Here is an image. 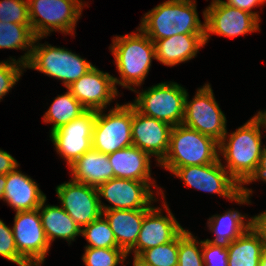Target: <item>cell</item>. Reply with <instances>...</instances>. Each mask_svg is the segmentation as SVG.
<instances>
[{
    "label": "cell",
    "mask_w": 266,
    "mask_h": 266,
    "mask_svg": "<svg viewBox=\"0 0 266 266\" xmlns=\"http://www.w3.org/2000/svg\"><path fill=\"white\" fill-rule=\"evenodd\" d=\"M113 78L94 66L67 89L86 110L100 111L117 96Z\"/></svg>",
    "instance_id": "16"
},
{
    "label": "cell",
    "mask_w": 266,
    "mask_h": 266,
    "mask_svg": "<svg viewBox=\"0 0 266 266\" xmlns=\"http://www.w3.org/2000/svg\"><path fill=\"white\" fill-rule=\"evenodd\" d=\"M223 2L231 7L249 12L259 20L258 14L256 12H252L251 9L256 5L263 4L264 2H266V0H227Z\"/></svg>",
    "instance_id": "37"
},
{
    "label": "cell",
    "mask_w": 266,
    "mask_h": 266,
    "mask_svg": "<svg viewBox=\"0 0 266 266\" xmlns=\"http://www.w3.org/2000/svg\"><path fill=\"white\" fill-rule=\"evenodd\" d=\"M41 46V47H40ZM33 46L18 60L25 67L63 80L66 88L94 67L78 55L49 45Z\"/></svg>",
    "instance_id": "5"
},
{
    "label": "cell",
    "mask_w": 266,
    "mask_h": 266,
    "mask_svg": "<svg viewBox=\"0 0 266 266\" xmlns=\"http://www.w3.org/2000/svg\"><path fill=\"white\" fill-rule=\"evenodd\" d=\"M13 61H9V63L8 61L0 63V100L19 80L22 73L19 66H24V68H26L25 65H21L15 59H13ZM17 64H19V66Z\"/></svg>",
    "instance_id": "35"
},
{
    "label": "cell",
    "mask_w": 266,
    "mask_h": 266,
    "mask_svg": "<svg viewBox=\"0 0 266 266\" xmlns=\"http://www.w3.org/2000/svg\"><path fill=\"white\" fill-rule=\"evenodd\" d=\"M102 216L81 229V234L90 243L87 247L119 248L109 222Z\"/></svg>",
    "instance_id": "30"
},
{
    "label": "cell",
    "mask_w": 266,
    "mask_h": 266,
    "mask_svg": "<svg viewBox=\"0 0 266 266\" xmlns=\"http://www.w3.org/2000/svg\"><path fill=\"white\" fill-rule=\"evenodd\" d=\"M109 112L97 111L92 134V148L104 154L133 146L132 104H117Z\"/></svg>",
    "instance_id": "8"
},
{
    "label": "cell",
    "mask_w": 266,
    "mask_h": 266,
    "mask_svg": "<svg viewBox=\"0 0 266 266\" xmlns=\"http://www.w3.org/2000/svg\"><path fill=\"white\" fill-rule=\"evenodd\" d=\"M82 257L86 266H116L123 262L127 253L121 248L86 247Z\"/></svg>",
    "instance_id": "31"
},
{
    "label": "cell",
    "mask_w": 266,
    "mask_h": 266,
    "mask_svg": "<svg viewBox=\"0 0 266 266\" xmlns=\"http://www.w3.org/2000/svg\"><path fill=\"white\" fill-rule=\"evenodd\" d=\"M219 142L183 124L172 127L169 148L160 165L172 173L180 167L216 162Z\"/></svg>",
    "instance_id": "3"
},
{
    "label": "cell",
    "mask_w": 266,
    "mask_h": 266,
    "mask_svg": "<svg viewBox=\"0 0 266 266\" xmlns=\"http://www.w3.org/2000/svg\"><path fill=\"white\" fill-rule=\"evenodd\" d=\"M114 178L150 181V155L135 146L108 154Z\"/></svg>",
    "instance_id": "23"
},
{
    "label": "cell",
    "mask_w": 266,
    "mask_h": 266,
    "mask_svg": "<svg viewBox=\"0 0 266 266\" xmlns=\"http://www.w3.org/2000/svg\"><path fill=\"white\" fill-rule=\"evenodd\" d=\"M245 216L241 215L238 211H228L222 216H213L209 219L210 230L215 232L216 238L208 240L215 246L227 249L232 241L242 235L249 227H251V220L245 222Z\"/></svg>",
    "instance_id": "26"
},
{
    "label": "cell",
    "mask_w": 266,
    "mask_h": 266,
    "mask_svg": "<svg viewBox=\"0 0 266 266\" xmlns=\"http://www.w3.org/2000/svg\"><path fill=\"white\" fill-rule=\"evenodd\" d=\"M0 21L31 25L29 19L28 1L25 0H1Z\"/></svg>",
    "instance_id": "33"
},
{
    "label": "cell",
    "mask_w": 266,
    "mask_h": 266,
    "mask_svg": "<svg viewBox=\"0 0 266 266\" xmlns=\"http://www.w3.org/2000/svg\"><path fill=\"white\" fill-rule=\"evenodd\" d=\"M179 234L170 242L149 248L137 258L148 266H178Z\"/></svg>",
    "instance_id": "29"
},
{
    "label": "cell",
    "mask_w": 266,
    "mask_h": 266,
    "mask_svg": "<svg viewBox=\"0 0 266 266\" xmlns=\"http://www.w3.org/2000/svg\"><path fill=\"white\" fill-rule=\"evenodd\" d=\"M255 117L257 118V120L260 122L261 125H263L264 127L266 126V111L264 113L258 112V114Z\"/></svg>",
    "instance_id": "42"
},
{
    "label": "cell",
    "mask_w": 266,
    "mask_h": 266,
    "mask_svg": "<svg viewBox=\"0 0 266 266\" xmlns=\"http://www.w3.org/2000/svg\"><path fill=\"white\" fill-rule=\"evenodd\" d=\"M133 265L134 266H148V265L142 263L137 257H134Z\"/></svg>",
    "instance_id": "44"
},
{
    "label": "cell",
    "mask_w": 266,
    "mask_h": 266,
    "mask_svg": "<svg viewBox=\"0 0 266 266\" xmlns=\"http://www.w3.org/2000/svg\"><path fill=\"white\" fill-rule=\"evenodd\" d=\"M173 174L195 189L216 193L240 204L249 203L248 196L252 190L240 186L228 174L220 159L211 164L180 167Z\"/></svg>",
    "instance_id": "6"
},
{
    "label": "cell",
    "mask_w": 266,
    "mask_h": 266,
    "mask_svg": "<svg viewBox=\"0 0 266 266\" xmlns=\"http://www.w3.org/2000/svg\"><path fill=\"white\" fill-rule=\"evenodd\" d=\"M6 185V174H0V199L4 197V190Z\"/></svg>",
    "instance_id": "41"
},
{
    "label": "cell",
    "mask_w": 266,
    "mask_h": 266,
    "mask_svg": "<svg viewBox=\"0 0 266 266\" xmlns=\"http://www.w3.org/2000/svg\"><path fill=\"white\" fill-rule=\"evenodd\" d=\"M149 183V184H148ZM149 181L112 178L101 184L97 190L99 197H105L114 206L106 207L99 200L101 211L117 209H151L153 193Z\"/></svg>",
    "instance_id": "14"
},
{
    "label": "cell",
    "mask_w": 266,
    "mask_h": 266,
    "mask_svg": "<svg viewBox=\"0 0 266 266\" xmlns=\"http://www.w3.org/2000/svg\"><path fill=\"white\" fill-rule=\"evenodd\" d=\"M41 37H36L31 25L0 21V48L27 49Z\"/></svg>",
    "instance_id": "28"
},
{
    "label": "cell",
    "mask_w": 266,
    "mask_h": 266,
    "mask_svg": "<svg viewBox=\"0 0 266 266\" xmlns=\"http://www.w3.org/2000/svg\"><path fill=\"white\" fill-rule=\"evenodd\" d=\"M45 202L46 199L38 207V210L46 238L50 244L56 237L71 241L81 234L79 226L63 208L50 205H45L42 208ZM40 210H42L41 213Z\"/></svg>",
    "instance_id": "24"
},
{
    "label": "cell",
    "mask_w": 266,
    "mask_h": 266,
    "mask_svg": "<svg viewBox=\"0 0 266 266\" xmlns=\"http://www.w3.org/2000/svg\"><path fill=\"white\" fill-rule=\"evenodd\" d=\"M205 266H228L227 249L215 246L209 241H200Z\"/></svg>",
    "instance_id": "36"
},
{
    "label": "cell",
    "mask_w": 266,
    "mask_h": 266,
    "mask_svg": "<svg viewBox=\"0 0 266 266\" xmlns=\"http://www.w3.org/2000/svg\"><path fill=\"white\" fill-rule=\"evenodd\" d=\"M251 227L262 239L264 249H266V211L250 219Z\"/></svg>",
    "instance_id": "38"
},
{
    "label": "cell",
    "mask_w": 266,
    "mask_h": 266,
    "mask_svg": "<svg viewBox=\"0 0 266 266\" xmlns=\"http://www.w3.org/2000/svg\"><path fill=\"white\" fill-rule=\"evenodd\" d=\"M73 181L85 183L98 188L104 182L114 178L112 165L108 154L101 153L94 148L89 149L71 166Z\"/></svg>",
    "instance_id": "22"
},
{
    "label": "cell",
    "mask_w": 266,
    "mask_h": 266,
    "mask_svg": "<svg viewBox=\"0 0 266 266\" xmlns=\"http://www.w3.org/2000/svg\"><path fill=\"white\" fill-rule=\"evenodd\" d=\"M256 179L266 181V147L263 148L256 172L246 183L248 184Z\"/></svg>",
    "instance_id": "40"
},
{
    "label": "cell",
    "mask_w": 266,
    "mask_h": 266,
    "mask_svg": "<svg viewBox=\"0 0 266 266\" xmlns=\"http://www.w3.org/2000/svg\"><path fill=\"white\" fill-rule=\"evenodd\" d=\"M17 167V161L6 151L0 150V174H8Z\"/></svg>",
    "instance_id": "39"
},
{
    "label": "cell",
    "mask_w": 266,
    "mask_h": 266,
    "mask_svg": "<svg viewBox=\"0 0 266 266\" xmlns=\"http://www.w3.org/2000/svg\"><path fill=\"white\" fill-rule=\"evenodd\" d=\"M185 98L183 125L214 138L226 141V118L215 101L209 84L199 89L190 102Z\"/></svg>",
    "instance_id": "10"
},
{
    "label": "cell",
    "mask_w": 266,
    "mask_h": 266,
    "mask_svg": "<svg viewBox=\"0 0 266 266\" xmlns=\"http://www.w3.org/2000/svg\"><path fill=\"white\" fill-rule=\"evenodd\" d=\"M164 207L168 210V217L162 216L160 209L153 207L144 215L136 244L127 255L134 248V257H138L149 248L172 241L183 230L166 204Z\"/></svg>",
    "instance_id": "18"
},
{
    "label": "cell",
    "mask_w": 266,
    "mask_h": 266,
    "mask_svg": "<svg viewBox=\"0 0 266 266\" xmlns=\"http://www.w3.org/2000/svg\"><path fill=\"white\" fill-rule=\"evenodd\" d=\"M0 256L19 266H30L18 253L13 231L0 220Z\"/></svg>",
    "instance_id": "34"
},
{
    "label": "cell",
    "mask_w": 266,
    "mask_h": 266,
    "mask_svg": "<svg viewBox=\"0 0 266 266\" xmlns=\"http://www.w3.org/2000/svg\"><path fill=\"white\" fill-rule=\"evenodd\" d=\"M205 35L180 34L156 40L155 59L168 66L190 60L205 45Z\"/></svg>",
    "instance_id": "20"
},
{
    "label": "cell",
    "mask_w": 266,
    "mask_h": 266,
    "mask_svg": "<svg viewBox=\"0 0 266 266\" xmlns=\"http://www.w3.org/2000/svg\"><path fill=\"white\" fill-rule=\"evenodd\" d=\"M140 34L116 37L111 46L116 66L122 80L114 79L120 84L134 90L129 85H139L148 73L152 58H156L154 42L140 29Z\"/></svg>",
    "instance_id": "4"
},
{
    "label": "cell",
    "mask_w": 266,
    "mask_h": 266,
    "mask_svg": "<svg viewBox=\"0 0 266 266\" xmlns=\"http://www.w3.org/2000/svg\"><path fill=\"white\" fill-rule=\"evenodd\" d=\"M173 126L141 114L132 105V143L149 155H156L160 163L167 154Z\"/></svg>",
    "instance_id": "17"
},
{
    "label": "cell",
    "mask_w": 266,
    "mask_h": 266,
    "mask_svg": "<svg viewBox=\"0 0 266 266\" xmlns=\"http://www.w3.org/2000/svg\"><path fill=\"white\" fill-rule=\"evenodd\" d=\"M186 95V90L177 83H159L140 93L131 104L141 114L174 127L183 123Z\"/></svg>",
    "instance_id": "7"
},
{
    "label": "cell",
    "mask_w": 266,
    "mask_h": 266,
    "mask_svg": "<svg viewBox=\"0 0 266 266\" xmlns=\"http://www.w3.org/2000/svg\"><path fill=\"white\" fill-rule=\"evenodd\" d=\"M31 28L36 37H44L54 29L73 33L81 15L79 0H27ZM41 17L38 18L37 17Z\"/></svg>",
    "instance_id": "9"
},
{
    "label": "cell",
    "mask_w": 266,
    "mask_h": 266,
    "mask_svg": "<svg viewBox=\"0 0 266 266\" xmlns=\"http://www.w3.org/2000/svg\"><path fill=\"white\" fill-rule=\"evenodd\" d=\"M264 250L259 234L249 227L227 248L228 266H259Z\"/></svg>",
    "instance_id": "25"
},
{
    "label": "cell",
    "mask_w": 266,
    "mask_h": 266,
    "mask_svg": "<svg viewBox=\"0 0 266 266\" xmlns=\"http://www.w3.org/2000/svg\"><path fill=\"white\" fill-rule=\"evenodd\" d=\"M56 192L62 202V208L80 229L102 215L96 187L72 180L57 186Z\"/></svg>",
    "instance_id": "15"
},
{
    "label": "cell",
    "mask_w": 266,
    "mask_h": 266,
    "mask_svg": "<svg viewBox=\"0 0 266 266\" xmlns=\"http://www.w3.org/2000/svg\"><path fill=\"white\" fill-rule=\"evenodd\" d=\"M13 236L19 255L30 265L40 266L49 250L38 209L16 212Z\"/></svg>",
    "instance_id": "11"
},
{
    "label": "cell",
    "mask_w": 266,
    "mask_h": 266,
    "mask_svg": "<svg viewBox=\"0 0 266 266\" xmlns=\"http://www.w3.org/2000/svg\"><path fill=\"white\" fill-rule=\"evenodd\" d=\"M142 30L153 42L180 34H206L192 0H168L145 14Z\"/></svg>",
    "instance_id": "1"
},
{
    "label": "cell",
    "mask_w": 266,
    "mask_h": 266,
    "mask_svg": "<svg viewBox=\"0 0 266 266\" xmlns=\"http://www.w3.org/2000/svg\"><path fill=\"white\" fill-rule=\"evenodd\" d=\"M203 15L206 32L205 43L208 41L209 33L236 37L259 29V20L253 14L231 7L222 0H213Z\"/></svg>",
    "instance_id": "13"
},
{
    "label": "cell",
    "mask_w": 266,
    "mask_h": 266,
    "mask_svg": "<svg viewBox=\"0 0 266 266\" xmlns=\"http://www.w3.org/2000/svg\"><path fill=\"white\" fill-rule=\"evenodd\" d=\"M260 122L254 116L229 137L228 143H219L220 153L227 160L228 173L242 186L254 175L263 149L261 148Z\"/></svg>",
    "instance_id": "2"
},
{
    "label": "cell",
    "mask_w": 266,
    "mask_h": 266,
    "mask_svg": "<svg viewBox=\"0 0 266 266\" xmlns=\"http://www.w3.org/2000/svg\"><path fill=\"white\" fill-rule=\"evenodd\" d=\"M86 109L68 90L64 95L55 98L49 110L43 117L44 122L53 123L51 132L68 124L83 114Z\"/></svg>",
    "instance_id": "27"
},
{
    "label": "cell",
    "mask_w": 266,
    "mask_h": 266,
    "mask_svg": "<svg viewBox=\"0 0 266 266\" xmlns=\"http://www.w3.org/2000/svg\"><path fill=\"white\" fill-rule=\"evenodd\" d=\"M150 209H117L102 211L109 222L119 248L126 253L136 244L144 215Z\"/></svg>",
    "instance_id": "21"
},
{
    "label": "cell",
    "mask_w": 266,
    "mask_h": 266,
    "mask_svg": "<svg viewBox=\"0 0 266 266\" xmlns=\"http://www.w3.org/2000/svg\"><path fill=\"white\" fill-rule=\"evenodd\" d=\"M97 111L86 110L68 124L51 132L50 137L59 154L71 166L92 148V134Z\"/></svg>",
    "instance_id": "12"
},
{
    "label": "cell",
    "mask_w": 266,
    "mask_h": 266,
    "mask_svg": "<svg viewBox=\"0 0 266 266\" xmlns=\"http://www.w3.org/2000/svg\"><path fill=\"white\" fill-rule=\"evenodd\" d=\"M259 266H266V249L263 251Z\"/></svg>",
    "instance_id": "43"
},
{
    "label": "cell",
    "mask_w": 266,
    "mask_h": 266,
    "mask_svg": "<svg viewBox=\"0 0 266 266\" xmlns=\"http://www.w3.org/2000/svg\"><path fill=\"white\" fill-rule=\"evenodd\" d=\"M197 243L189 231L183 229L179 233L178 266H204Z\"/></svg>",
    "instance_id": "32"
},
{
    "label": "cell",
    "mask_w": 266,
    "mask_h": 266,
    "mask_svg": "<svg viewBox=\"0 0 266 266\" xmlns=\"http://www.w3.org/2000/svg\"><path fill=\"white\" fill-rule=\"evenodd\" d=\"M4 201H7L16 212L38 209L46 196L37 184L16 168L6 174Z\"/></svg>",
    "instance_id": "19"
}]
</instances>
